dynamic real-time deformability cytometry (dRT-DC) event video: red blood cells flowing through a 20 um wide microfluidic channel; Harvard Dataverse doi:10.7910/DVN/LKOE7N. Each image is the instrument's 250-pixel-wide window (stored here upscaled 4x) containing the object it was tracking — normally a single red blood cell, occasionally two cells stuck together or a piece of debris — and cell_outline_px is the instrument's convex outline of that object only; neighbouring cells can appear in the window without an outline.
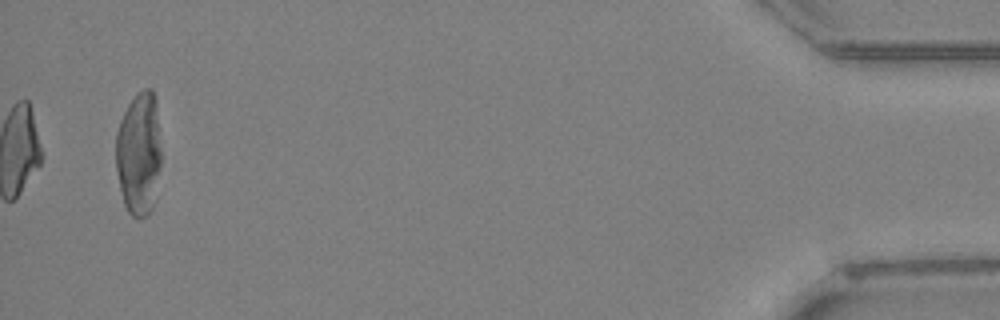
{"species": "Egyptian fruit bat (a non-hibernating species)", "species_latin": "Rousettus aegyptiacus", "temperature_condition": "warm", "stored_images_in_passage": 16, "camera_frame_rate_fps": 3000, "um_per_image_px": 0.085, "animal": {"sex": "female"}, "frame": {"image": 1, "passage_image": 16, "time_ms": 5.0, "image_size_px": [1000, 320], "cell_outline_px": [[160, 168], [152, 208], [144, 216], [132, 216], [128, 212], [124, 204], [120, 192], [116, 172], [116, 132], [120, 120], [128, 104], [136, 92], [144, 88], [152, 88], [156, 96], [160, 148]], "centroid_in_image_um": [11.79, 13.0], "position_along_channel_um": 423.4, "area_um2": 32.77}}